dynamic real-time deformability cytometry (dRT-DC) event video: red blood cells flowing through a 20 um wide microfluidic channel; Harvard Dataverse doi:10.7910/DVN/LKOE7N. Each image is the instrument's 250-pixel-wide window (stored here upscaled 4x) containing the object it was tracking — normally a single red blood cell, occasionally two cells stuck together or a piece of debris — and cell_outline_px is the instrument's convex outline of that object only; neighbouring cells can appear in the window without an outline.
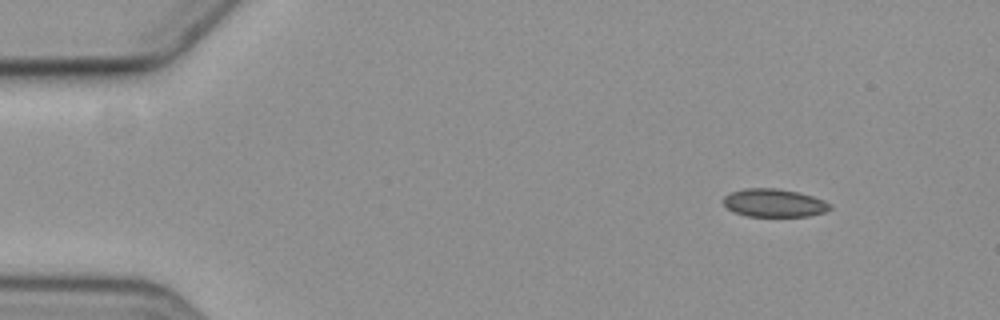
{"species": "common noctule bat (a hibernating species)", "species_latin": "Nyctalus noctula", "temperature_condition": "cold", "stored_images_in_passage": 4, "camera_frame_rate_fps": 3000, "um_per_image_px": 0.085, "animal": {"sex": "female", "body_mass_g": 19.3, "forearm_length_mm": 54.1}, "frame": {"image": 1, "passage_image": 1, "time_ms": 0.0, "image_size_px": [1000, 320], "cell_outline_px": [[832, 208], [824, 212], [808, 216], [748, 216], [736, 212], [728, 208], [724, 204], [724, 196], [732, 192], [744, 188], [776, 188], [796, 192], [812, 196], [824, 200], [832, 204]], "centroid_in_image_um": [65.83, 17.25], "position_along_channel_um": 19.2, "area_um2": 17.28}}
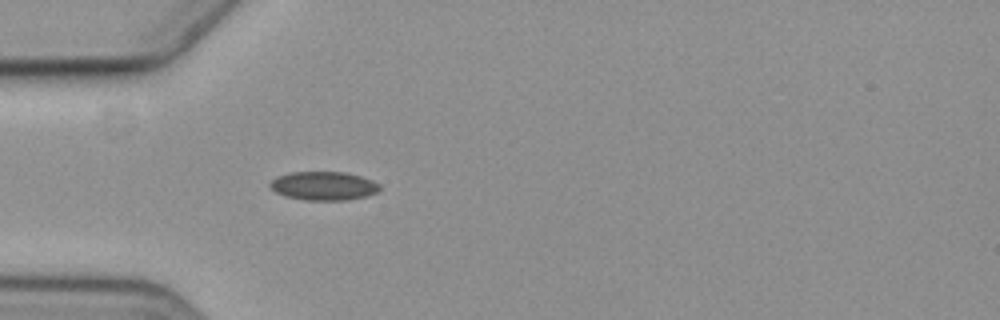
{"frame": {"image": 2, "passage_image": 4, "time_ms": 3.667, "image_size_px": [1000, 320], "cell_outline_px": [[380, 188], [376, 192], [364, 196], [348, 200], [304, 200], [284, 196], [276, 192], [268, 184], [276, 176], [292, 172], [344, 172], [360, 176], [372, 180], [380, 184]], "centroid_in_image_um": [27.49, 15.8], "position_along_channel_um": 57.5, "area_um2": 18.26}}